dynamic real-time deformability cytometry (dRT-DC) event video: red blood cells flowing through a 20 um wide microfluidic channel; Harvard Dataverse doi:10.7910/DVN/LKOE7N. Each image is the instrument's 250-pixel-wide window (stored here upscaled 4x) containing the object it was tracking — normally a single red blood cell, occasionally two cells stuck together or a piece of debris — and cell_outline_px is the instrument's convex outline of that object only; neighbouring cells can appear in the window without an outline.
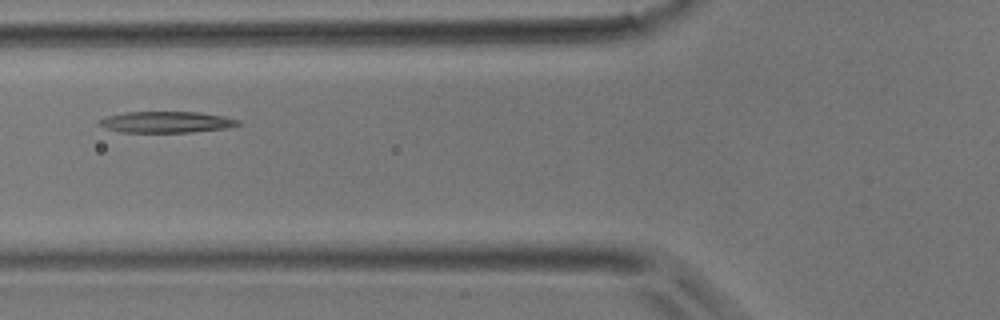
{"species": "common noctule bat (a hibernating species)", "species_latin": "Nyctalus noctula", "temperature_condition": "room temperature", "stored_images_in_passage": 2, "camera_frame_rate_fps": 3000, "um_per_image_px": 0.085, "animal": {"sex": "male", "body_mass_g": 17.9}, "frame": {"image": 1, "passage_image": 2, "time_ms": 1.0, "image_size_px": [1000, 320], "cell_outline_px": [[244, 124], [228, 128], [192, 132], [120, 132], [96, 124], [96, 120], [108, 116], [124, 112], [196, 112], [224, 116], [240, 120]], "centroid_in_image_um": [14.16, 10.37], "position_along_channel_um": 111.6, "area_um2": 17.34}}